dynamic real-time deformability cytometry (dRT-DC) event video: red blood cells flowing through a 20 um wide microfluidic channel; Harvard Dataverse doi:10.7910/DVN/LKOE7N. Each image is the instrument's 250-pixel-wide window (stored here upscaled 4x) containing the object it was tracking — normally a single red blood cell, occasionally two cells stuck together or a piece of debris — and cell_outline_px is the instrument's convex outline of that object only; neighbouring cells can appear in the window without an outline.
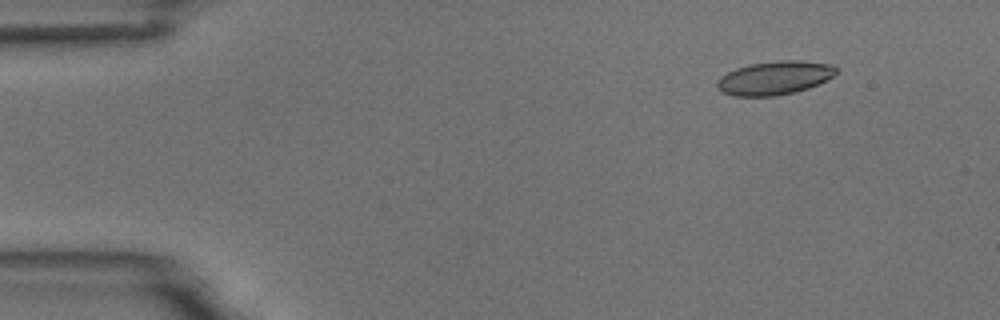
{"species": "common noctule bat (a hibernating species)", "species_latin": "Nyctalus noctula", "temperature_condition": "room temperature", "stored_images_in_passage": 4, "camera_frame_rate_fps": 3000, "um_per_image_px": 0.085, "animal": {"sex": "male", "body_mass_g": 18.8}, "frame": {"image": 1, "passage_image": 2, "time_ms": 1.0, "image_size_px": [1000, 320], "cell_outline_px": [[840, 72], [808, 88], [776, 96], [732, 96], [720, 92], [716, 88], [716, 80], [720, 76], [736, 68], [752, 64], [780, 60], [796, 60], [836, 64], [840, 68]], "centroid_in_image_um": [65.84, 6.62], "position_along_channel_um": 19.2, "area_um2": 23.52}}